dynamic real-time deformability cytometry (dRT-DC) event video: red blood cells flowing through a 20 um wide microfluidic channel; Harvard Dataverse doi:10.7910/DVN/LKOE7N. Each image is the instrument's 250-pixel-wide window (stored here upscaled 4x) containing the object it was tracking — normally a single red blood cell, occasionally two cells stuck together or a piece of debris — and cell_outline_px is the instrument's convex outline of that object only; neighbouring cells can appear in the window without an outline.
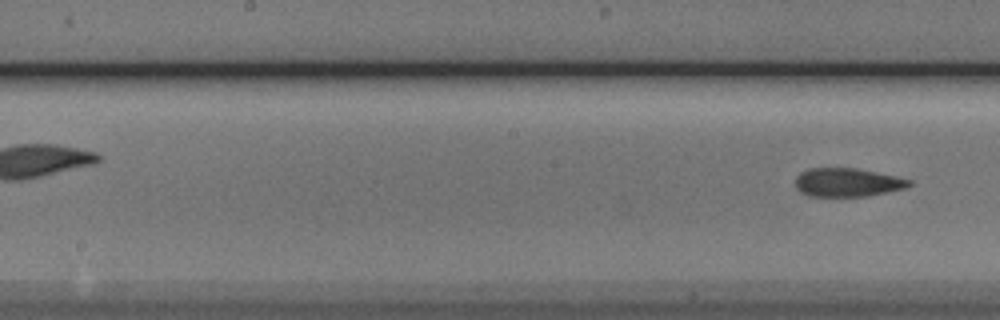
{"species": "Egyptian fruit bat (a non-hibernating species)", "species_latin": "Rousettus aegyptiacus", "temperature_condition": "cold", "stored_images_in_passage": 5, "segment_of_instrument_passage": [2, 2], "camera_frame_rate_fps": 3000, "um_per_image_px": 0.085, "animal": {"sex": "male"}, "frame": {"image": 1, "passage_image": 5, "time_ms": 5.667, "image_size_px": [1000, 320], "cell_outline_px": [[912, 184], [904, 188], [868, 196], [808, 196], [800, 192], [796, 188], [796, 176], [800, 172], [812, 168], [856, 168], [896, 176], [912, 180]], "centroid_in_image_um": [72.01, 15.5], "position_along_channel_um": 176.2, "area_um2": 18.9}}